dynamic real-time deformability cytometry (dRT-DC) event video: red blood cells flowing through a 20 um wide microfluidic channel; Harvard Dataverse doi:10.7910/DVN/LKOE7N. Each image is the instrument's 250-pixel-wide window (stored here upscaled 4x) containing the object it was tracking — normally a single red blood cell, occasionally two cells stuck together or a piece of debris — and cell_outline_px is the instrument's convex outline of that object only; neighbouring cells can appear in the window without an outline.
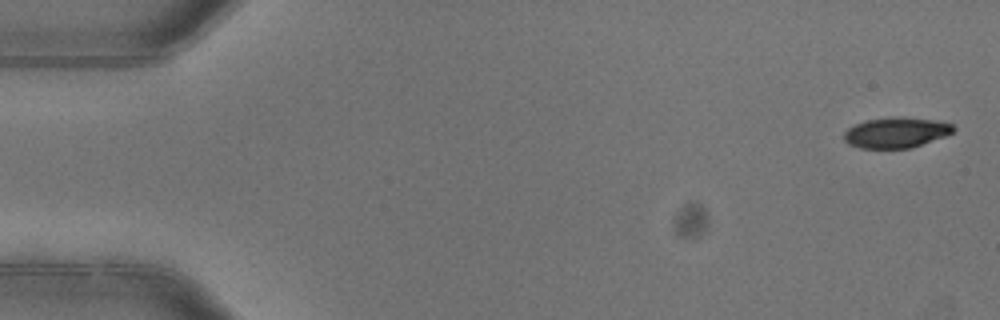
{"species": "common noctule bat (a hibernating species)", "species_latin": "Nyctalus noctula", "temperature_condition": "warm", "stored_images_in_passage": 5, "camera_frame_rate_fps": 3000, "um_per_image_px": 0.085, "animal": {"sex": "female"}, "frame": {"image": 1, "passage_image": 1, "time_ms": 0.0, "image_size_px": [1000, 320], "cell_outline_px": [[956, 128], [952, 132], [944, 136], [912, 148], [860, 148], [848, 144], [844, 140], [844, 132], [848, 128], [864, 120], [892, 116], [904, 116], [936, 120], [952, 124]], "centroid_in_image_um": [76.16, 11.25], "position_along_channel_um": 8.8, "area_um2": 19.65}}
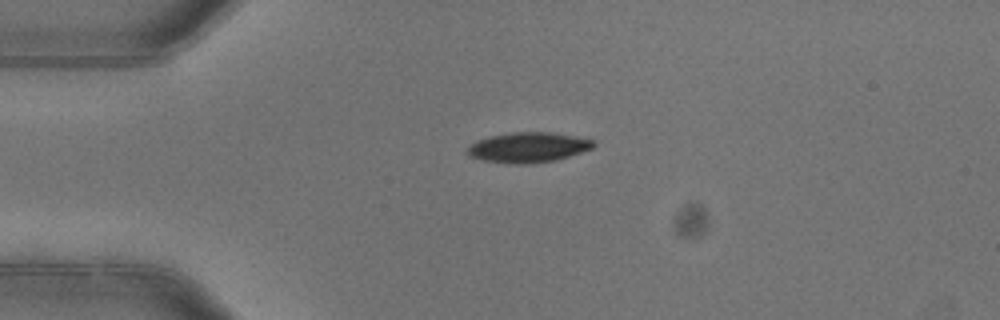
{"frame": {"image": 2, "passage_image": 4, "time_ms": 1.0, "image_size_px": [1000, 320], "cell_outline_px": [[596, 144], [592, 148], [556, 160], [528, 164], [512, 164], [484, 160], [468, 156], [468, 148], [476, 140], [488, 136], [512, 132], [552, 132], [592, 140]], "centroid_in_image_um": [44.86, 12.52], "position_along_channel_um": 40.1, "area_um2": 21.96}}